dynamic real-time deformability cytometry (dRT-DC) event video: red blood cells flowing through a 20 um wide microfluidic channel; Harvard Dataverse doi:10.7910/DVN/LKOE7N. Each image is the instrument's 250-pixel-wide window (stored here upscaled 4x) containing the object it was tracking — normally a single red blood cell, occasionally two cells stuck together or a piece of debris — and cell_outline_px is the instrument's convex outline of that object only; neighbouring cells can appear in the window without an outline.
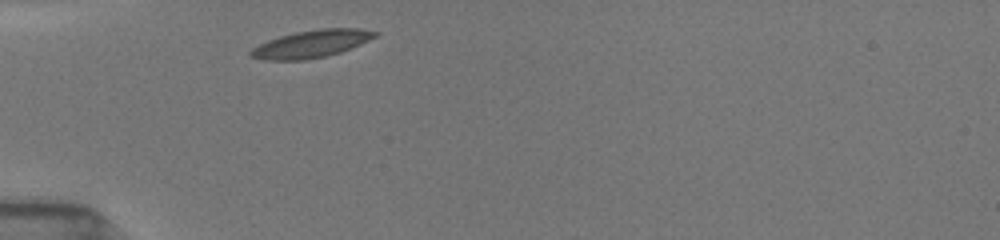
{"species": "common noctule bat (a hibernating species)", "species_latin": "Nyctalus noctula", "temperature_condition": "room temperature", "stored_images_in_passage": 4, "camera_frame_rate_fps": 3000, "um_per_image_px": 0.085, "animal": {"sex": "female", "body_mass_g": 19.5, "forearm_length_mm": 54.1}, "frame": {"image": 1, "passage_image": 1, "time_ms": 0.0, "image_size_px": [1000, 240], "cell_outline_px": [[380, 32], [376, 36], [360, 44], [340, 52], [324, 56], [304, 60], [264, 60], [248, 56], [248, 52], [252, 48], [268, 40], [280, 36], [296, 32], [320, 28], [360, 28]], "centroid_in_image_um": [26.45, 3.72], "position_along_channel_um": 58.6, "area_um2": 19.83}}
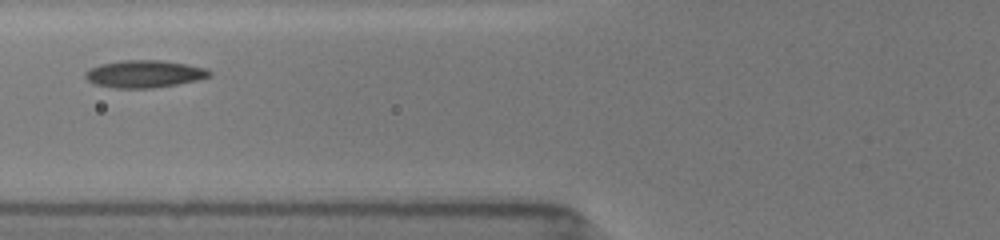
{"frame": {"image": 2, "passage_image": 3, "time_ms": 1.667, "image_size_px": [1000, 240], "cell_outline_px": [[212, 76], [196, 80], [176, 84], [152, 88], [112, 88], [96, 84], [88, 80], [84, 76], [84, 72], [88, 68], [100, 64], [124, 60], [160, 60], [208, 68], [212, 72]], "centroid_in_image_um": [12.25, 6.28], "position_along_channel_um": 113.5, "area_um2": 19.83}}